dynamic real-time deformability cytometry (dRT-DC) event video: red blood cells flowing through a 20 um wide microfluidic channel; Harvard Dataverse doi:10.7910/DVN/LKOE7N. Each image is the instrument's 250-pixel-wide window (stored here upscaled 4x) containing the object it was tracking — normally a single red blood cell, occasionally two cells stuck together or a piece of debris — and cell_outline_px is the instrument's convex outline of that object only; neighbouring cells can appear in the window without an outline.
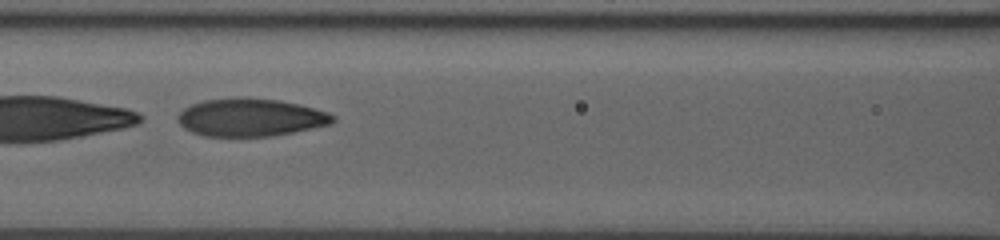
{"species": "human", "species_latin": "Homo sapiens", "temperature_condition": "room temperature", "stored_images_in_passage": 36, "camera_frame_rate_fps": 3000, "um_per_image_px": 0.085, "donor": {"sex": "male"}, "frame": {"image": 1, "passage_image": 11, "time_ms": 3.333, "image_size_px": [1000, 240], "cell_outline_px": [[336, 120], [332, 124], [292, 132], [268, 136], [204, 136], [192, 132], [184, 128], [176, 120], [176, 116], [184, 108], [192, 104], [204, 100], [236, 96], [248, 96], [280, 100], [328, 112], [336, 116]], "centroid_in_image_um": [21.27, 9.96], "position_along_channel_um": 145.3, "area_um2": 34.51}}
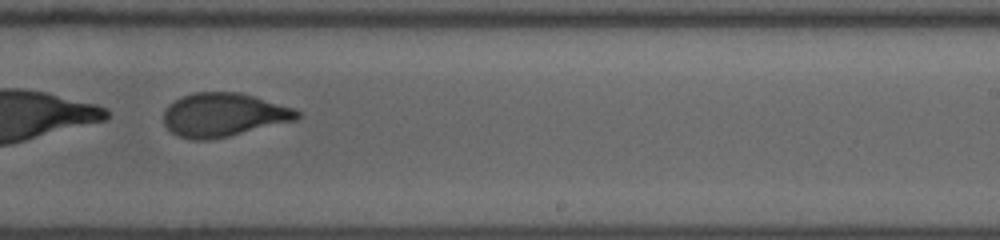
{"frame": {"image": 2, "passage_image": 20, "time_ms": 6.333, "image_size_px": [1000, 240], "cell_outline_px": [[304, 112], [296, 120], [228, 136], [204, 140], [196, 140], [180, 136], [172, 132], [164, 124], [164, 108], [168, 104], [192, 92], [240, 92], [296, 108]], "centroid_in_image_um": [19.04, 9.74], "position_along_channel_um": 270.0, "area_um2": 33.93}}
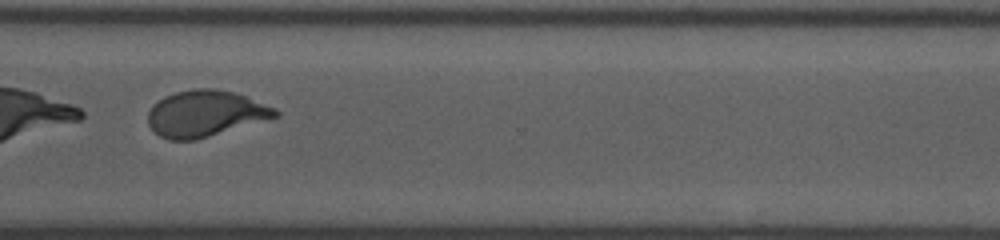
{"frame": {"image": 3, "passage_image": 26, "time_ms": 8.333, "image_size_px": [1000, 240], "cell_outline_px": [[280, 116], [196, 140], [168, 140], [160, 136], [148, 124], [148, 112], [164, 96], [176, 92], [196, 88], [216, 88], [232, 92], [244, 96], [276, 108], [280, 112]], "centroid_in_image_um": [17.47, 9.66], "position_along_channel_um": 353.1, "area_um2": 34.04}}